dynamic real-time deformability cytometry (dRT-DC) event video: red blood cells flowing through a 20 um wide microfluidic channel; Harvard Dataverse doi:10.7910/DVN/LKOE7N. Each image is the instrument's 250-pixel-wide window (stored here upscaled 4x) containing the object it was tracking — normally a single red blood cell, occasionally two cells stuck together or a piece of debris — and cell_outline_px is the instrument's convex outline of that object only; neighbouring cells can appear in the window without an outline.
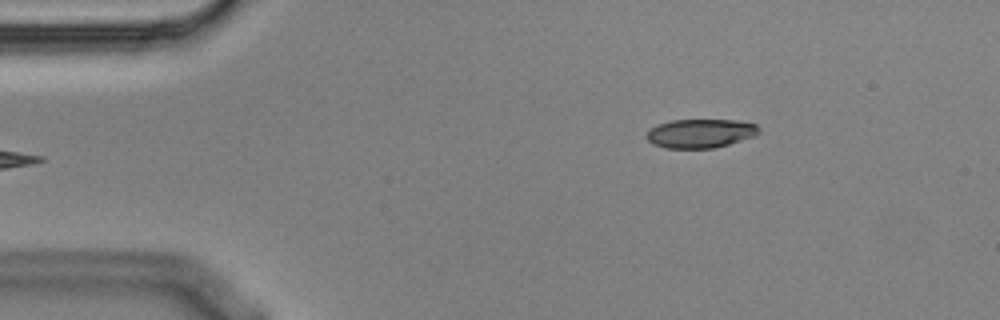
{"species": "Egyptian fruit bat (a non-hibernating species)", "species_latin": "Rousettus aegyptiacus", "temperature_condition": "cold", "stored_images_in_passage": 5, "camera_frame_rate_fps": 3000, "um_per_image_px": 0.085, "animal": {"sex": "male"}, "frame": {"image": 1, "passage_image": 5, "time_ms": 1.333, "image_size_px": [1000, 320], "cell_outline_px": [[760, 132], [756, 136], [728, 144], [712, 148], [664, 148], [652, 144], [644, 136], [648, 128], [672, 120], [736, 120], [756, 124], [760, 128]], "centroid_in_image_um": [59.52, 11.34], "position_along_channel_um": 25.5, "area_um2": 19.07}}